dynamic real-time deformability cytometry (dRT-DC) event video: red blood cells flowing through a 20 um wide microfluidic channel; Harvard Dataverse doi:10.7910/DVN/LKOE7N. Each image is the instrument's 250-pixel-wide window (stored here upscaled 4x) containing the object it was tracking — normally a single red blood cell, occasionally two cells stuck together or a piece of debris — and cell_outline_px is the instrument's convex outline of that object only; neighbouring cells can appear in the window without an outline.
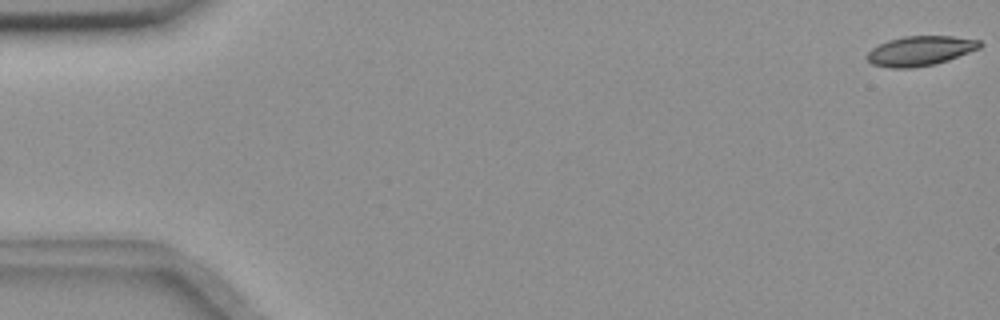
{"species": "common noctule bat (a hibernating species)", "species_latin": "Nyctalus noctula", "temperature_condition": "room temperature", "stored_images_in_passage": 41, "camera_frame_rate_fps": 3000, "um_per_image_px": 0.085, "animal": {"sex": "female", "body_mass_g": 18.4}, "frame": {"image": 1, "passage_image": 1, "time_ms": 0.0, "image_size_px": [1000, 320], "cell_outline_px": [[984, 44], [980, 48], [948, 60], [936, 64], [912, 68], [892, 68], [872, 64], [864, 56], [872, 48], [888, 40], [904, 36], [952, 36], [980, 40]], "centroid_in_image_um": [78.22, 4.32], "position_along_channel_um": 6.8, "area_um2": 19.59}}
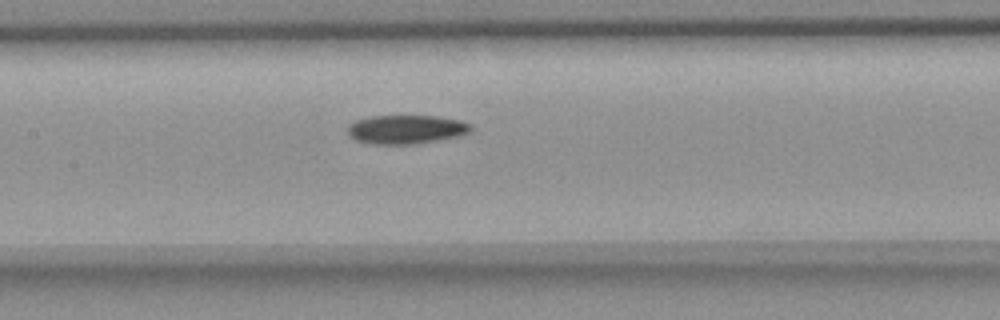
{"frame": {"image": 2, "passage_image": 27, "time_ms": 8.667, "image_size_px": [1000, 320], "cell_outline_px": [[472, 128], [468, 132], [460, 136], [416, 144], [376, 144], [356, 140], [348, 136], [348, 124], [356, 120], [372, 116], [436, 116], [460, 120], [472, 124]], "centroid_in_image_um": [34.53, 11.0], "position_along_channel_um": 172.9, "area_um2": 20.75}}
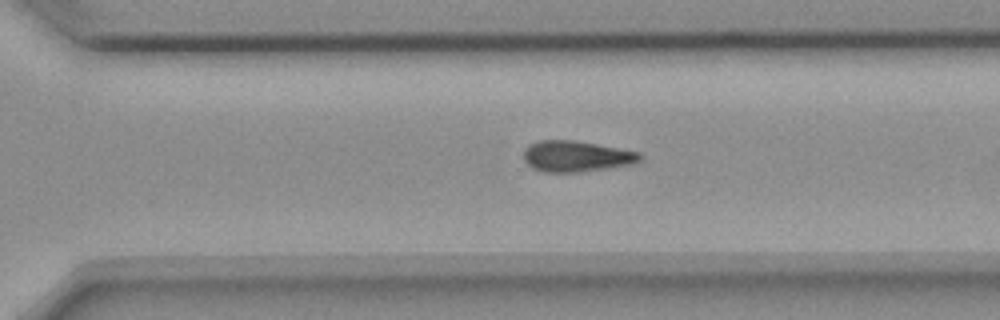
{"frame": {"image": 3, "passage_image": 41, "time_ms": 13.333, "image_size_px": [1000, 320], "cell_outline_px": [[640, 160], [628, 164], [604, 168], [576, 172], [540, 172], [532, 168], [524, 160], [524, 148], [528, 144], [540, 140], [572, 140], [596, 144], [640, 152]], "centroid_in_image_um": [48.89, 13.27], "position_along_channel_um": 321.7, "area_um2": 20.69}}